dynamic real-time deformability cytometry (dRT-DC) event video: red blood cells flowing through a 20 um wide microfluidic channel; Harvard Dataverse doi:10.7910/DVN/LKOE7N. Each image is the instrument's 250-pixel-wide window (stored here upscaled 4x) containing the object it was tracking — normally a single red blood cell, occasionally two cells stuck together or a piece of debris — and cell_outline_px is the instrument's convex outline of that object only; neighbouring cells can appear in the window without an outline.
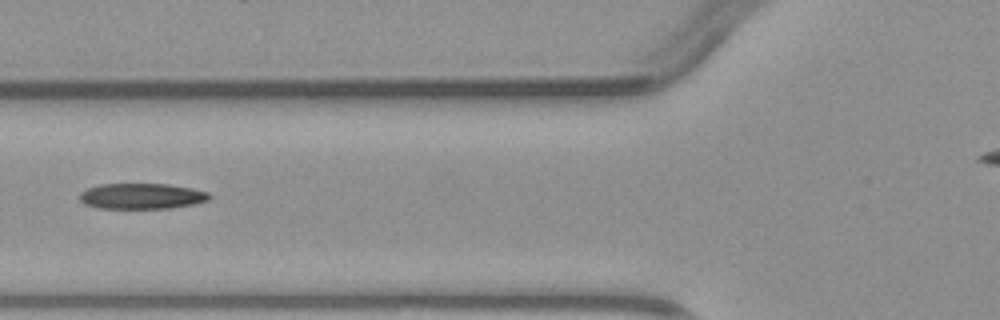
{"species": "common noctule bat (a hibernating species)", "species_latin": "Nyctalus noctula", "temperature_condition": "warm", "stored_images_in_passage": 2, "camera_frame_rate_fps": 3000, "um_per_image_px": 0.085, "animal": {"sex": "male", "body_mass_g": 23.1, "forearm_length_mm": 52.7}, "frame": {"image": 1, "passage_image": 2, "time_ms": 1.0, "image_size_px": [1000, 320], "cell_outline_px": [[212, 196], [208, 200], [192, 204], [172, 208], [96, 208], [84, 204], [80, 200], [80, 192], [88, 188], [100, 184], [168, 184], [192, 188], [208, 192]], "centroid_in_image_um": [12.04, 16.67], "position_along_channel_um": 113.8, "area_um2": 19.42}}